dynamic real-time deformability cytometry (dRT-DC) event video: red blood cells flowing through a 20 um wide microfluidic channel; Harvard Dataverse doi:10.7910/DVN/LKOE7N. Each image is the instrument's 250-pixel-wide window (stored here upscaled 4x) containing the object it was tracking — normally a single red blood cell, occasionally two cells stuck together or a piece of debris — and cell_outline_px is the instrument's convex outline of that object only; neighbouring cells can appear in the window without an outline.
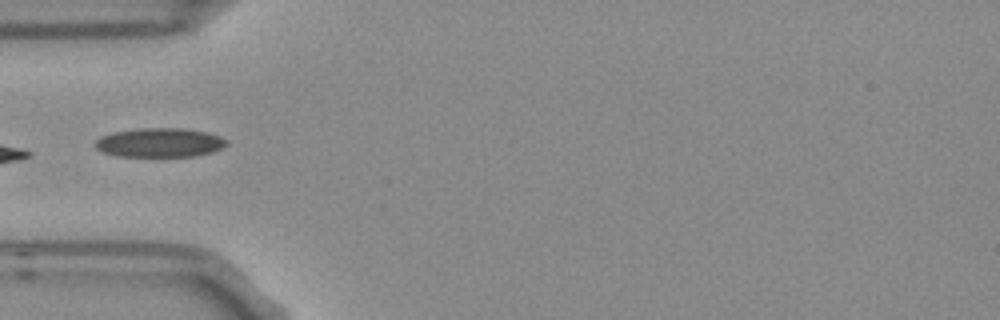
{"species": "Egyptian fruit bat (a non-hibernating species)", "species_latin": "Rousettus aegyptiacus", "temperature_condition": "room temperature", "stored_images_in_passage": 6, "camera_frame_rate_fps": 3000, "um_per_image_px": 0.085, "frame": {"image": 1, "passage_image": 5, "time_ms": 1.333, "image_size_px": [1000, 320], "cell_outline_px": [[228, 144], [224, 148], [212, 152], [192, 156], [120, 156], [104, 152], [96, 148], [92, 144], [100, 136], [112, 132], [136, 128], [184, 128], [208, 132], [220, 136], [228, 140]], "centroid_in_image_um": [13.59, 12.11], "position_along_channel_um": 71.4, "area_um2": 22.54}}
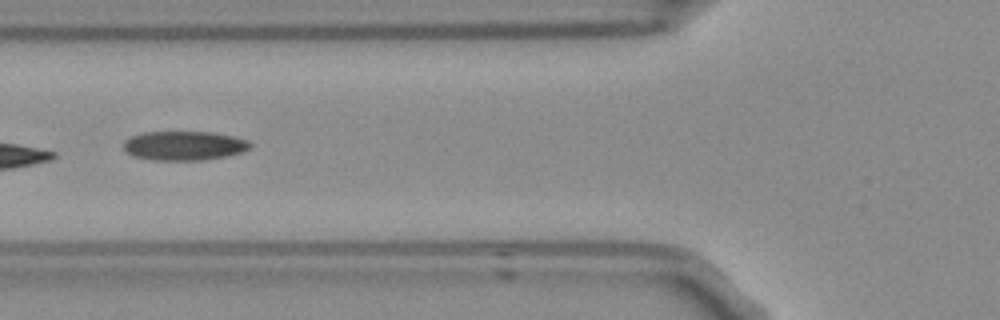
{"frame": {"image": 2, "passage_image": 6, "time_ms": 1.667, "image_size_px": [1000, 320], "cell_outline_px": [[252, 144], [248, 148], [240, 152], [224, 156], [200, 160], [156, 160], [132, 156], [124, 148], [124, 140], [132, 136], [144, 132], [212, 132], [232, 136], [248, 140]], "centroid_in_image_um": [15.62, 12.37], "position_along_channel_um": 110.2, "area_um2": 21.27}}